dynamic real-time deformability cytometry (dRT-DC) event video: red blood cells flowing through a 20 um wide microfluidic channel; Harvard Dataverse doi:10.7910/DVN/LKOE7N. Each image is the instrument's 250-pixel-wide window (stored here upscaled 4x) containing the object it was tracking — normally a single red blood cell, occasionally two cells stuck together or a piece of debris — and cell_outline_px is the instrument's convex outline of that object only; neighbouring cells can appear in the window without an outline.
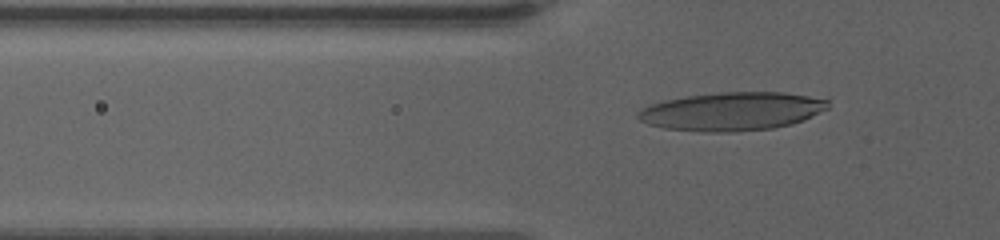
{"species": "human", "species_latin": "Homo sapiens", "temperature_condition": "warm", "stored_images_in_passage": 61, "camera_frame_rate_fps": 3000, "um_per_image_px": 0.085, "donor": {"sex": "female"}, "frame": {"image": 1, "passage_image": 22, "time_ms": 7.0, "image_size_px": [1000, 240], "cell_outline_px": [[828, 108], [804, 120], [792, 124], [772, 128], [728, 132], [704, 132], [664, 128], [648, 124], [640, 120], [636, 116], [636, 112], [652, 104], [664, 100], [688, 96], [720, 92], [784, 92], [808, 96], [828, 100]], "centroid_in_image_um": [62.21, 9.47], "position_along_channel_um": 63.6, "area_um2": 42.31}}
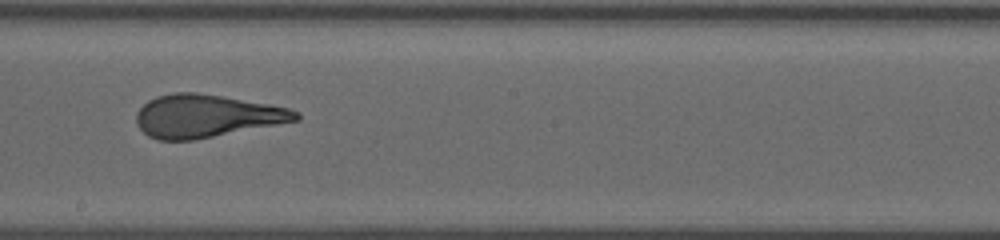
{"frame": {"image": 2, "passage_image": 37, "time_ms": 12.0, "image_size_px": [1000, 240], "cell_outline_px": [[300, 120], [192, 140], [156, 140], [148, 136], [140, 128], [136, 120], [136, 112], [148, 100], [156, 96], [172, 92], [196, 92], [268, 104], [288, 108], [296, 112], [300, 116]], "centroid_in_image_um": [17.49, 9.86], "position_along_channel_um": 230.7, "area_um2": 39.42}}
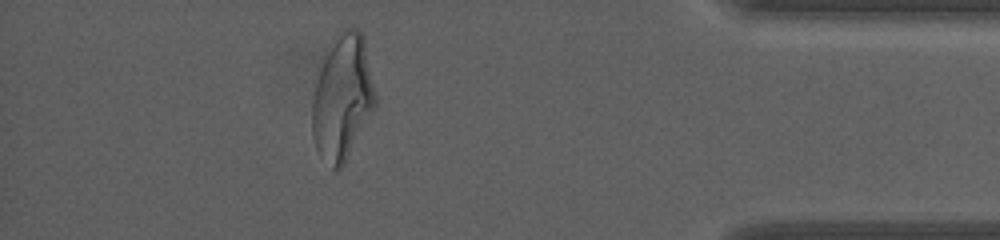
{"frame": {"image": 3, "passage_image": 55, "time_ms": 18.0, "image_size_px": [1000, 240], "cell_outline_px": [[376, 108], [344, 164], [336, 172], [320, 156], [316, 148], [312, 132], [312, 100], [316, 84], [324, 60], [336, 32], [340, 28], [356, 28], [364, 36], [376, 96]], "centroid_in_image_um": [29.13, 8.3], "position_along_channel_um": 406.1, "area_um2": 46.07}, "authors_computed_cell_mechanics": {"area_um2": 39.6508, "velocity_mm_per_s": 3.504, "shape_relaxation_time_tau1_ms": 7.0374, "shape_relaxation_time_tau2_ms": 0.9246, "deformation_change_tau1": 0.2919, "deformation_change_tau2": 0.1038}}